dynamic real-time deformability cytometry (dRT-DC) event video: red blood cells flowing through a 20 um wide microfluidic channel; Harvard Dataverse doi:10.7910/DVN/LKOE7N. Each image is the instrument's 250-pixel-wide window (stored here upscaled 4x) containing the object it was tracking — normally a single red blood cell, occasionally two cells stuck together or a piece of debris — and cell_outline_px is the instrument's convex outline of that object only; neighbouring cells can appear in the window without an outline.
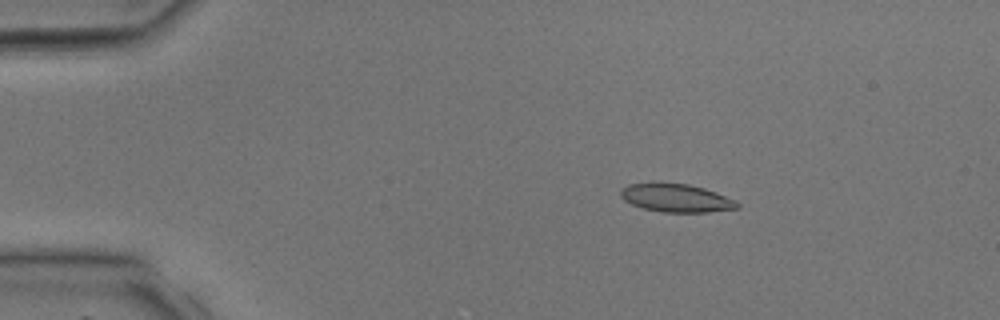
{"species": "common noctule bat (a hibernating species)", "species_latin": "Nyctalus noctula", "temperature_condition": "room temperature", "stored_images_in_passage": 39, "camera_frame_rate_fps": 3000, "um_per_image_px": 0.085, "animal": {"sex": "male", "body_mass_g": 17.9, "forearm_length_mm": 54.2}, "frame": {"image": 1, "passage_image": 7, "time_ms": 2.0, "image_size_px": [1000, 320], "cell_outline_px": [[740, 208], [708, 212], [664, 212], [644, 208], [632, 204], [624, 200], [620, 196], [620, 188], [628, 184], [688, 184], [704, 188], [716, 192], [736, 200], [740, 204]], "centroid_in_image_um": [57.51, 16.84], "position_along_channel_um": 27.5, "area_um2": 18.9}}
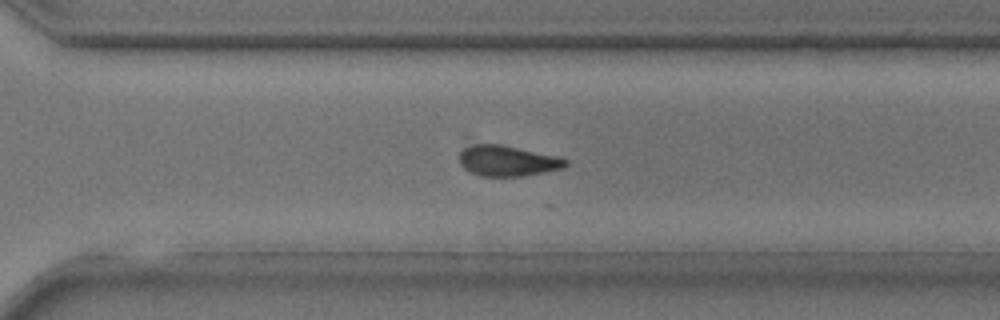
{"frame": {"image": 2, "passage_image": 28, "time_ms": 9.0, "image_size_px": [1000, 320], "cell_outline_px": [[568, 164], [564, 168], [544, 172], [520, 176], [480, 176], [468, 172], [460, 164], [460, 152], [464, 148], [476, 144], [500, 144], [556, 156], [568, 160]], "centroid_in_image_um": [43.12, 13.68], "position_along_channel_um": 327.5, "area_um2": 18.84}}
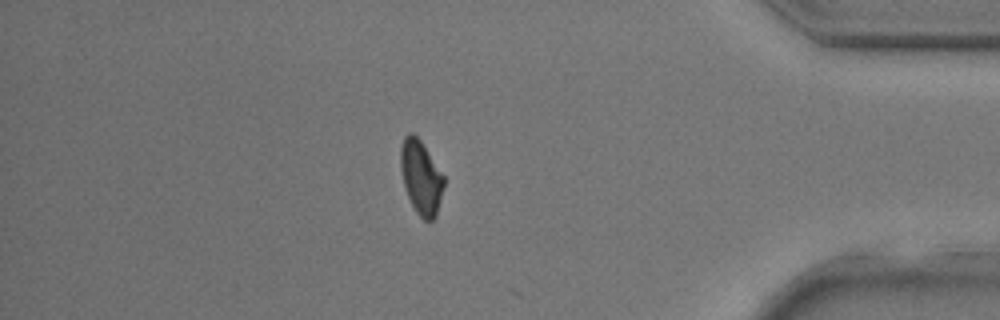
{"frame": {"image": 3, "passage_image": 34, "time_ms": 11.0, "image_size_px": [1000, 320], "cell_outline_px": [[444, 188], [436, 216], [432, 220], [424, 220], [416, 212], [404, 188], [400, 168], [400, 148], [404, 136], [408, 132], [412, 132], [420, 140], [444, 176]], "centroid_in_image_um": [35.77, 15.06], "position_along_channel_um": 399.4, "area_um2": 18.61}}